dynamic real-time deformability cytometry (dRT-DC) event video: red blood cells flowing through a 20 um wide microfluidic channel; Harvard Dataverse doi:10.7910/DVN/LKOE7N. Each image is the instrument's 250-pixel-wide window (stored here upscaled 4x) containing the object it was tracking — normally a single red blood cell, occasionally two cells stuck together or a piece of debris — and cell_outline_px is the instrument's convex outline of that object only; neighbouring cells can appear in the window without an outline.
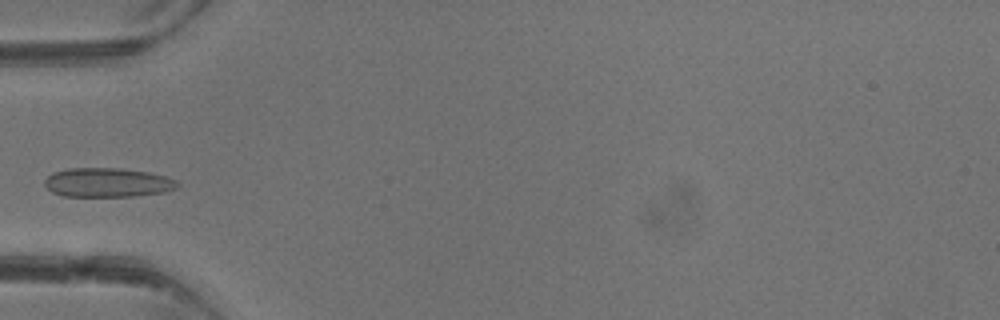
{"species": "common noctule bat (a hibernating species)", "species_latin": "Nyctalus noctula", "temperature_condition": "warm", "stored_images_in_passage": 2, "camera_frame_rate_fps": 3000, "um_per_image_px": 0.085, "animal": {"sex": "male", "body_mass_g": 13.3}, "frame": {"image": 1, "passage_image": 2, "time_ms": 2.0, "image_size_px": [1000, 320], "cell_outline_px": [[180, 184], [176, 188], [164, 192], [132, 196], [64, 196], [52, 192], [44, 184], [44, 180], [52, 172], [68, 168], [120, 168], [148, 172], [164, 176], [176, 180]], "centroid_in_image_um": [9.12, 15.51], "position_along_channel_um": 75.9, "area_um2": 22.54}}